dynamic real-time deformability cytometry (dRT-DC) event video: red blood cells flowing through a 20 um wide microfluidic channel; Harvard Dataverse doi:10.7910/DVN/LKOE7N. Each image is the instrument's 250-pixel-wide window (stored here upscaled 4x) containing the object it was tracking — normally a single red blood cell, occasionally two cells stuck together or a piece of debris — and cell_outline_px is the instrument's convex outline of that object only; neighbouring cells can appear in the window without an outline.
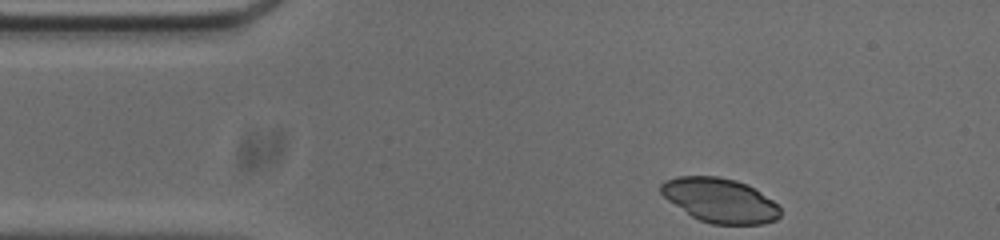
{"species": "common noctule bat (a hibernating species)", "species_latin": "Nyctalus noctula", "temperature_condition": "cold", "stored_images_in_passage": 46, "camera_frame_rate_fps": 3000, "um_per_image_px": 0.085, "animal": {"sex": "male", "body_mass_g": 20.0, "forearm_length_mm": 53.3}, "frame": {"image": 1, "passage_image": 1, "time_ms": 0.0, "image_size_px": [1000, 240], "cell_outline_px": [[780, 216], [776, 220], [764, 224], [712, 224], [700, 220], [692, 216], [668, 200], [660, 192], [660, 184], [664, 180], [676, 176], [716, 176], [736, 180], [748, 184], [772, 200], [780, 208]], "centroid_in_image_um": [61.19, 17.02], "position_along_channel_um": 23.8, "area_um2": 30.81}}